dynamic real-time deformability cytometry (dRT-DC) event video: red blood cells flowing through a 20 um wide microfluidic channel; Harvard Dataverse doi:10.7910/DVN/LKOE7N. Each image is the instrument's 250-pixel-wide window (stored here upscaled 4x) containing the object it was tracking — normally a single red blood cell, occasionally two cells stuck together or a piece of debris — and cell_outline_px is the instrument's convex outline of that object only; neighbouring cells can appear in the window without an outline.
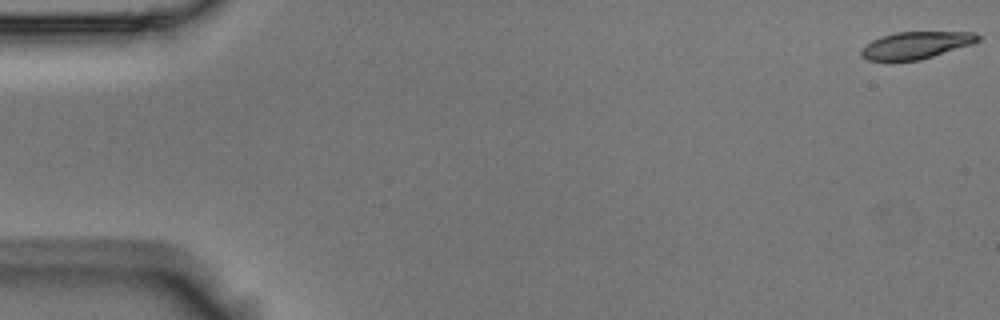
{"species": "Egyptian fruit bat (a non-hibernating species)", "species_latin": "Rousettus aegyptiacus", "temperature_condition": "room temperature", "stored_images_in_passage": 5, "camera_frame_rate_fps": 3000, "um_per_image_px": 0.085, "animal": {"sex": "male"}, "frame": {"image": 1, "passage_image": 1, "time_ms": 0.0, "image_size_px": [1000, 320], "cell_outline_px": [[980, 40], [972, 44], [920, 60], [892, 64], [868, 60], [860, 56], [860, 48], [872, 40], [896, 32], [976, 32], [980, 36]], "centroid_in_image_um": [77.78, 3.89], "position_along_channel_um": 7.2, "area_um2": 19.07}}
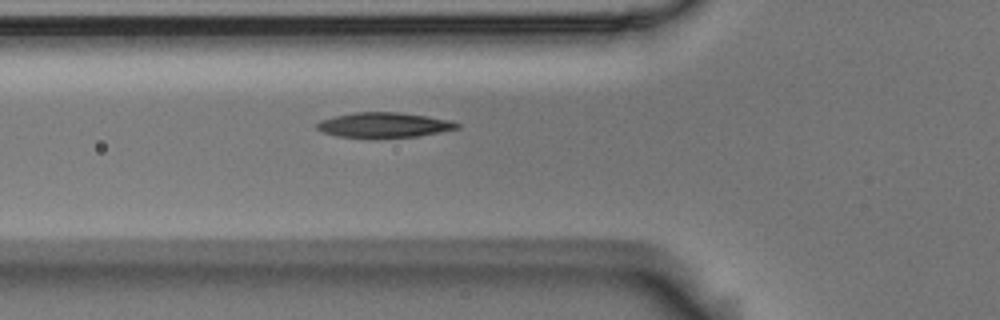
{"frame": {"image": 2, "passage_image": 5, "time_ms": 1.333, "image_size_px": [1000, 320], "cell_outline_px": [[460, 128], [416, 136], [336, 136], [324, 132], [316, 128], [316, 124], [320, 120], [332, 116], [356, 112], [400, 112], [428, 116], [448, 120], [460, 124]], "centroid_in_image_um": [32.62, 10.59], "position_along_channel_um": 93.2, "area_um2": 19.88}}